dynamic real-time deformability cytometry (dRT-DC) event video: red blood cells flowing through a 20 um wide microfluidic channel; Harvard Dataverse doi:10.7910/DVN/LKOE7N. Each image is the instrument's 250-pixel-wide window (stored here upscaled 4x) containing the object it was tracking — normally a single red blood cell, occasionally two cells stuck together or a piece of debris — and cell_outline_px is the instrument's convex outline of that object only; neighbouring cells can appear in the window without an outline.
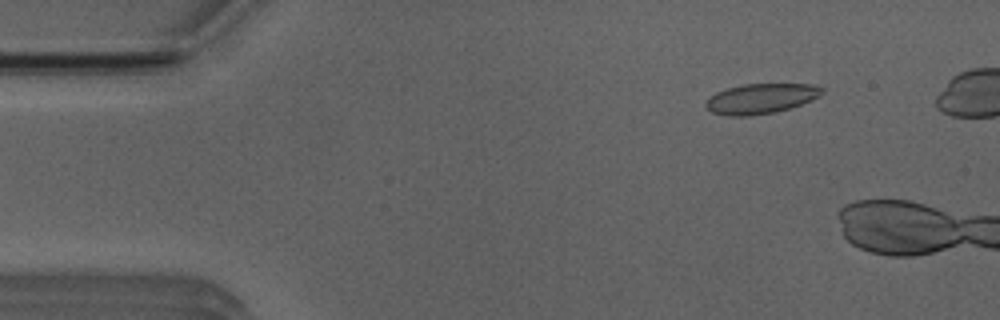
{"species": "Egyptian fruit bat (a non-hibernating species)", "species_latin": "Rousettus aegyptiacus", "temperature_condition": "room temperature", "stored_images_in_passage": 10, "camera_frame_rate_fps": 3000, "um_per_image_px": 0.085, "animal": {"sex": "male"}, "frame": {"image": 1, "passage_image": 6, "time_ms": 1.667, "image_size_px": [1000, 320], "cell_outline_px": [[824, 92], [800, 104], [788, 108], [772, 112], [748, 116], [728, 116], [712, 112], [704, 108], [704, 104], [716, 92], [728, 88], [744, 84], [816, 84], [824, 88]], "centroid_in_image_um": [64.63, 8.37], "position_along_channel_um": 20.4, "area_um2": 20.06}}